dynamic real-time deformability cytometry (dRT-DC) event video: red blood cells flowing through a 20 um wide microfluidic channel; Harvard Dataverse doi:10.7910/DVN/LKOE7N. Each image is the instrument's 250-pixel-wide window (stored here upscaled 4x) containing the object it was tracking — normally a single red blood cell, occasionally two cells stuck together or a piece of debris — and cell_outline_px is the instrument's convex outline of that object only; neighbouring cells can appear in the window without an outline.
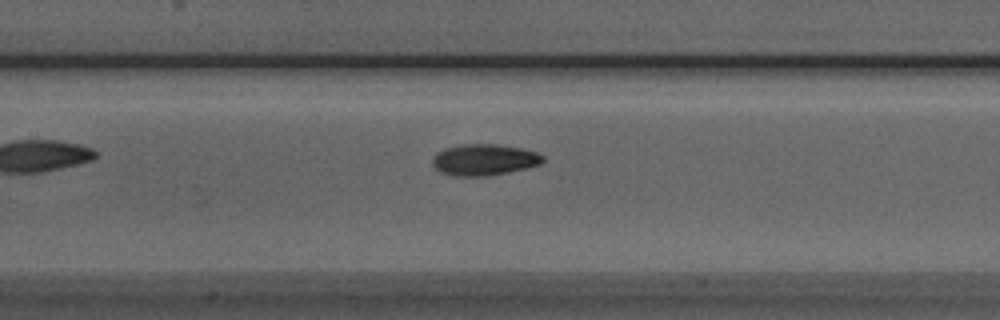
{"species": "Egyptian fruit bat (a non-hibernating species)", "species_latin": "Rousettus aegyptiacus", "temperature_condition": "room temperature", "stored_images_in_passage": 35, "camera_frame_rate_fps": 3000, "um_per_image_px": 0.085, "animal": {"sex": "male"}, "frame": {"image": 1, "passage_image": 7, "time_ms": 2.0, "image_size_px": [1000, 320], "cell_outline_px": [[544, 160], [540, 164], [528, 168], [508, 172], [484, 176], [452, 176], [440, 172], [432, 164], [432, 156], [436, 152], [444, 148], [464, 144], [496, 144], [520, 148], [536, 152], [544, 156]], "centroid_in_image_um": [41.12, 13.58], "position_along_channel_um": 166.3, "area_um2": 20.23}}
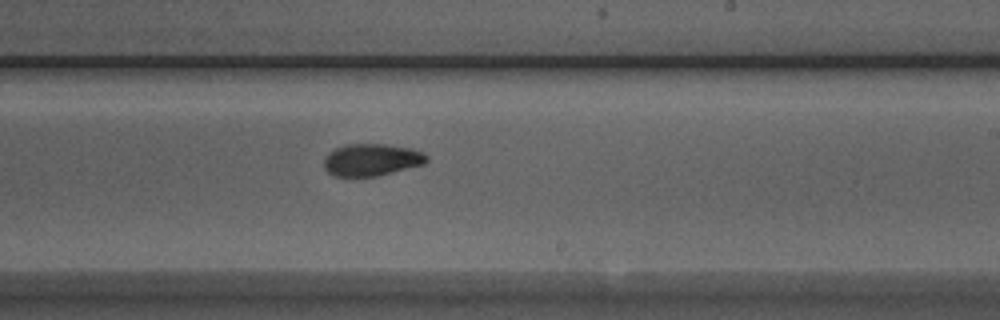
{"frame": {"image": 2, "passage_image": 14, "time_ms": 4.333, "image_size_px": [1000, 320], "cell_outline_px": [[428, 160], [424, 164], [376, 176], [336, 176], [328, 172], [324, 168], [324, 160], [328, 152], [332, 148], [348, 144], [384, 144], [412, 148], [424, 152], [428, 156]], "centroid_in_image_um": [31.58, 13.57], "position_along_channel_um": 257.4, "area_um2": 19.31}}
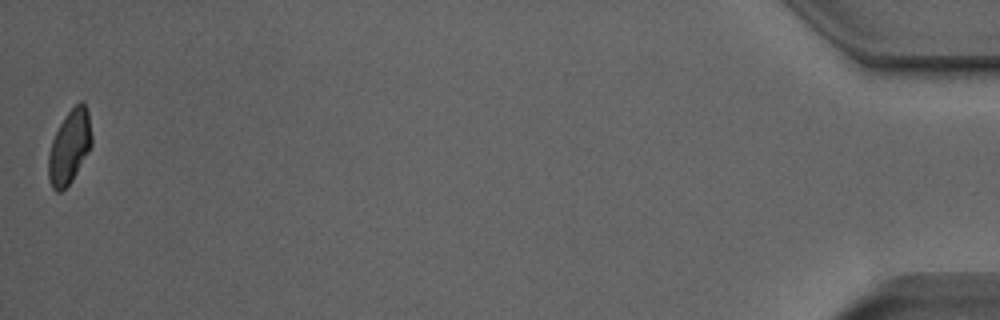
{"frame": {"image": 3, "passage_image": 35, "time_ms": 11.333, "image_size_px": [1000, 320], "cell_outline_px": [[92, 144], [88, 152], [72, 180], [60, 192], [56, 192], [52, 188], [48, 180], [48, 152], [52, 140], [64, 116], [80, 100], [84, 104], [88, 112], [92, 136]], "centroid_in_image_um": [5.89, 12.5], "position_along_channel_um": 429.3, "area_um2": 18.5}, "authors_computed_cell_mechanics": {"area_um2": 19.363, "velocity_mm_per_s": 3.9203, "shape_relaxation_time_tau1_ms": 3.3164, "shape_relaxation_time_tau2_ms": 2.3372, "deformation_change_tau1": 0.1088, "deformation_change_tau2": 0.0588}}